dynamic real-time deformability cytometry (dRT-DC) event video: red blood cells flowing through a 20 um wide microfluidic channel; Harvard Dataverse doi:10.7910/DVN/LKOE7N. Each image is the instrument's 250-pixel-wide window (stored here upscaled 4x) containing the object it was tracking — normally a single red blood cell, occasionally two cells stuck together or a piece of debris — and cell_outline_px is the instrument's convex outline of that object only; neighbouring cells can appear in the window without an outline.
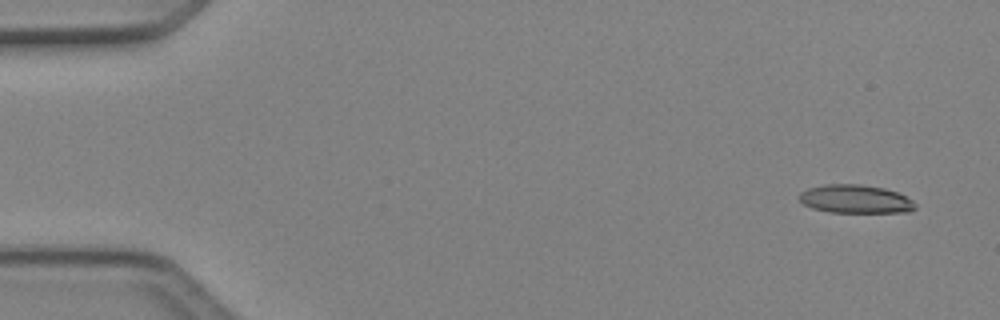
{"species": "Egyptian fruit bat (a non-hibernating species)", "species_latin": "Rousettus aegyptiacus", "temperature_condition": "cold", "stored_images_in_passage": 6, "camera_frame_rate_fps": 3000, "um_per_image_px": 0.085, "animal": {"sex": "female"}, "frame": {"image": 1, "passage_image": 1, "time_ms": 0.0, "image_size_px": [1000, 320], "cell_outline_px": [[916, 208], [912, 212], [828, 212], [812, 208], [804, 204], [800, 200], [800, 192], [808, 188], [824, 184], [860, 184], [884, 188], [896, 192], [912, 200], [916, 204]], "centroid_in_image_um": [72.72, 16.92], "position_along_channel_um": 12.3, "area_um2": 19.19}}
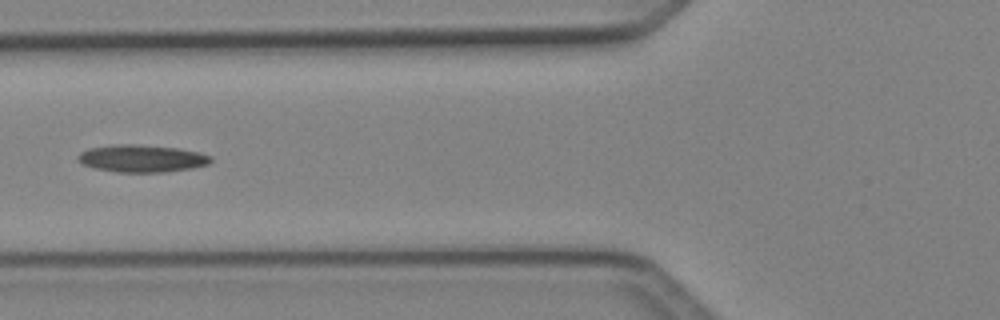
{"frame": {"image": 2, "passage_image": 5, "time_ms": 1.333, "image_size_px": [1000, 320], "cell_outline_px": [[212, 160], [208, 164], [192, 168], [164, 172], [116, 172], [96, 168], [80, 164], [76, 160], [76, 156], [80, 152], [88, 148], [112, 144], [136, 144], [176, 148], [200, 152], [212, 156]], "centroid_in_image_um": [12.01, 13.46], "position_along_channel_um": 113.8, "area_um2": 21.39}}
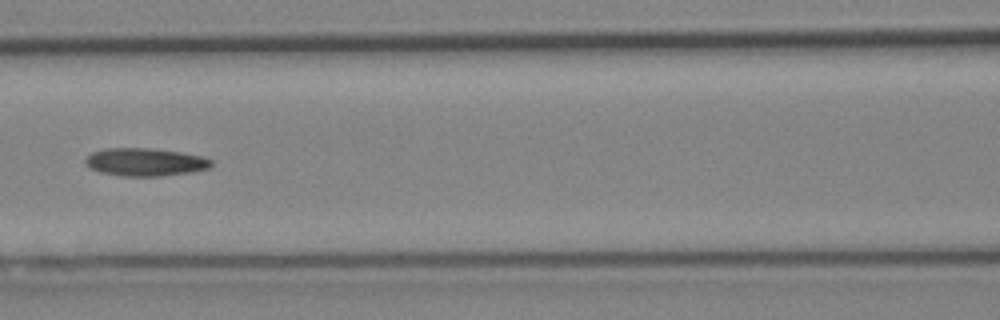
{"frame": {"image": 3, "passage_image": 6, "time_ms": 1.667, "image_size_px": [1000, 320], "cell_outline_px": [[212, 168], [192, 172], [160, 176], [124, 176], [100, 172], [84, 164], [84, 160], [92, 152], [104, 148], [148, 148], [180, 152], [200, 156], [212, 160]], "centroid_in_image_um": [12.34, 13.77], "position_along_channel_um": 154.3, "area_um2": 20.46}}